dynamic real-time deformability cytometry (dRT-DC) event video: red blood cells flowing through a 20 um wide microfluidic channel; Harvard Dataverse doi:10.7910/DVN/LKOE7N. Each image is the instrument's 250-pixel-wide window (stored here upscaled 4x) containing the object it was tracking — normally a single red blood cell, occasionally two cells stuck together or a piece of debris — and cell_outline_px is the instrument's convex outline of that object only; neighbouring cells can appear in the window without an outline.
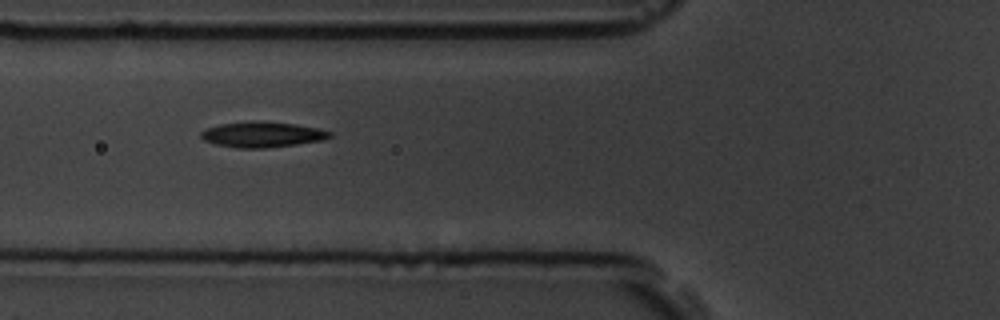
{"species": "common noctule bat (a hibernating species)", "species_latin": "Nyctalus noctula", "temperature_condition": "room temperature", "stored_images_in_passage": 7, "camera_frame_rate_fps": 3000, "um_per_image_px": 0.085, "animal": {"sex": "male", "body_mass_g": 19.5, "forearm_length_mm": 54.6}, "frame": {"image": 1, "passage_image": 5, "time_ms": 5.667, "image_size_px": [1000, 320], "cell_outline_px": [[332, 136], [324, 140], [296, 144], [264, 148], [236, 148], [216, 144], [204, 140], [200, 136], [200, 132], [204, 128], [220, 124], [248, 120], [252, 120], [296, 124], [316, 128], [332, 132]], "centroid_in_image_um": [22.25, 11.42], "position_along_channel_um": 103.5, "area_um2": 19.31}}
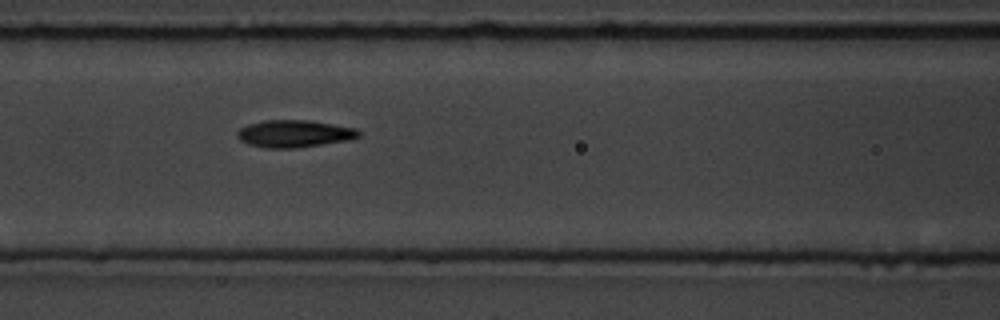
{"frame": {"image": 2, "passage_image": 6, "time_ms": 6.667, "image_size_px": [1000, 320], "cell_outline_px": [[360, 136], [348, 140], [296, 148], [264, 148], [248, 144], [240, 140], [236, 136], [236, 132], [240, 128], [248, 124], [264, 120], [312, 120], [356, 128], [360, 132]], "centroid_in_image_um": [24.99, 11.36], "position_along_channel_um": 141.6, "area_um2": 19.42}}
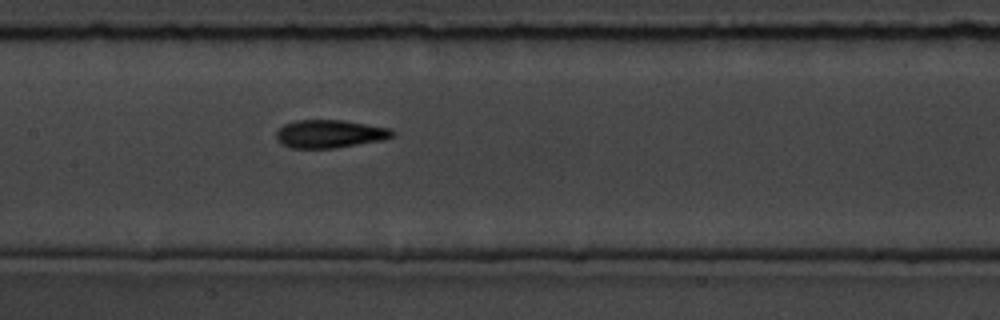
{"frame": {"image": 3, "passage_image": 7, "time_ms": 7.667, "image_size_px": [1000, 320], "cell_outline_px": [[396, 136], [384, 140], [332, 148], [292, 148], [280, 144], [276, 140], [276, 132], [284, 124], [296, 120], [344, 120], [392, 128], [396, 132]], "centroid_in_image_um": [28.07, 11.37], "position_along_channel_um": 179.3, "area_um2": 19.25}}